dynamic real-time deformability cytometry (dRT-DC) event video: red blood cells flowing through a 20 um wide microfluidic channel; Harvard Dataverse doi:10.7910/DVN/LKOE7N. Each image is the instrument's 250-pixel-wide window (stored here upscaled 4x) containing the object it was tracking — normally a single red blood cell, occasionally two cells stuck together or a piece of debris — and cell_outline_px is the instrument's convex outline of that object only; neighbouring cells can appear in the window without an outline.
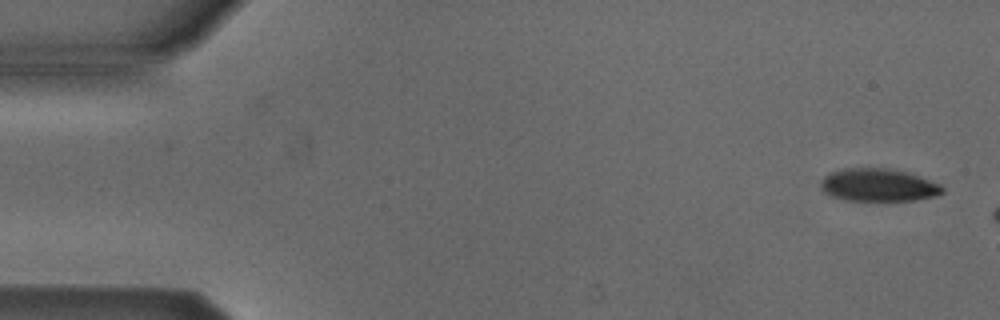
{"species": "Egyptian fruit bat (a non-hibernating species)", "species_latin": "Rousettus aegyptiacus", "temperature_condition": "cold", "stored_images_in_passage": 3, "camera_frame_rate_fps": 3000, "um_per_image_px": 0.085, "animal": {"sex": "male"}, "frame": {"image": 1, "passage_image": 1, "time_ms": 0.0, "image_size_px": [1000, 320], "cell_outline_px": [[944, 192], [936, 196], [916, 200], [844, 200], [832, 196], [824, 192], [820, 188], [820, 180], [828, 172], [840, 168], [888, 168], [908, 172], [940, 184], [944, 188]], "centroid_in_image_um": [74.62, 15.72], "position_along_channel_um": 10.4, "area_um2": 23.47}}